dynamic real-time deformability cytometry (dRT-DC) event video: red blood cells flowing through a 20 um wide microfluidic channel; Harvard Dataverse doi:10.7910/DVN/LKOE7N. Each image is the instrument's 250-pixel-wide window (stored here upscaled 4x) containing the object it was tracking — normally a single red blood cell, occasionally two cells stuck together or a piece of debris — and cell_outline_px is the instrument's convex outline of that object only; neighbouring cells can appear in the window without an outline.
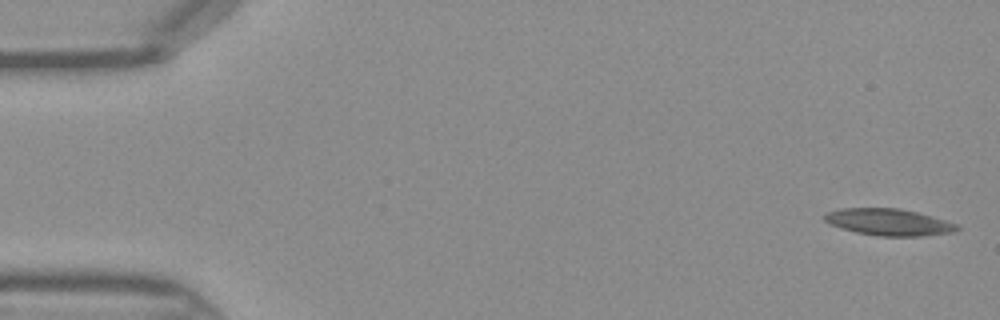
{"species": "Egyptian fruit bat (a non-hibernating species)", "species_latin": "Rousettus aegyptiacus", "temperature_condition": "warm", "stored_images_in_passage": 45, "camera_frame_rate_fps": 3000, "um_per_image_px": 0.085, "frame": {"image": 1, "passage_image": 1, "time_ms": 0.0, "image_size_px": [1000, 320], "cell_outline_px": [[960, 228], [952, 232], [920, 236], [880, 236], [856, 232], [828, 224], [824, 220], [824, 216], [828, 212], [840, 208], [900, 208], [916, 212], [944, 220], [956, 224]], "centroid_in_image_um": [75.5, 18.87], "position_along_channel_um": 9.5, "area_um2": 20.4}}
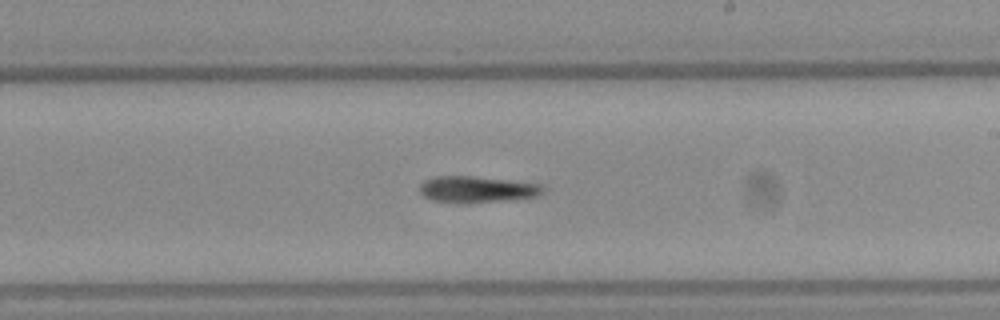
{"frame": {"image": 2, "passage_image": 26, "time_ms": 8.333, "image_size_px": [1000, 320], "cell_outline_px": [[544, 192], [536, 196], [500, 200], [432, 200], [424, 196], [420, 192], [420, 184], [424, 180], [436, 176], [468, 176], [540, 184], [544, 188]], "centroid_in_image_um": [40.52, 16.04], "position_along_channel_um": 248.5, "area_um2": 17.63}}
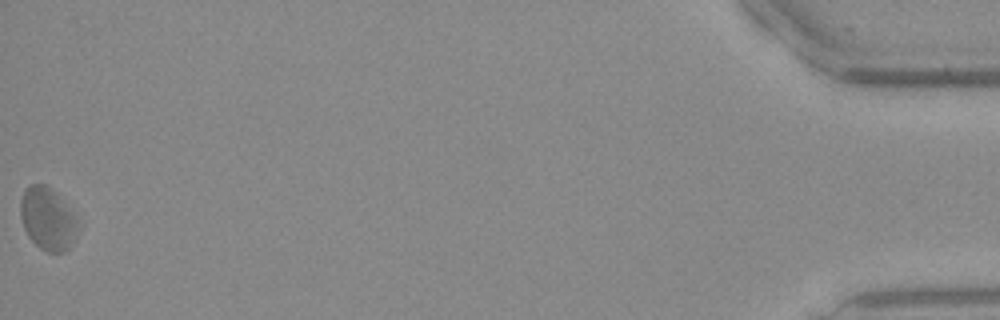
{"frame": {"image": 3, "passage_image": 45, "time_ms": 14.667, "image_size_px": [1000, 320], "cell_outline_px": [[80, 228], [72, 244], [64, 252], [48, 252], [40, 248], [28, 236], [24, 228], [20, 216], [20, 200], [24, 192], [32, 184], [44, 184], [52, 188], [76, 220]], "centroid_in_image_um": [4.04, 18.63], "position_along_channel_um": 431.2, "area_um2": 20.58}}